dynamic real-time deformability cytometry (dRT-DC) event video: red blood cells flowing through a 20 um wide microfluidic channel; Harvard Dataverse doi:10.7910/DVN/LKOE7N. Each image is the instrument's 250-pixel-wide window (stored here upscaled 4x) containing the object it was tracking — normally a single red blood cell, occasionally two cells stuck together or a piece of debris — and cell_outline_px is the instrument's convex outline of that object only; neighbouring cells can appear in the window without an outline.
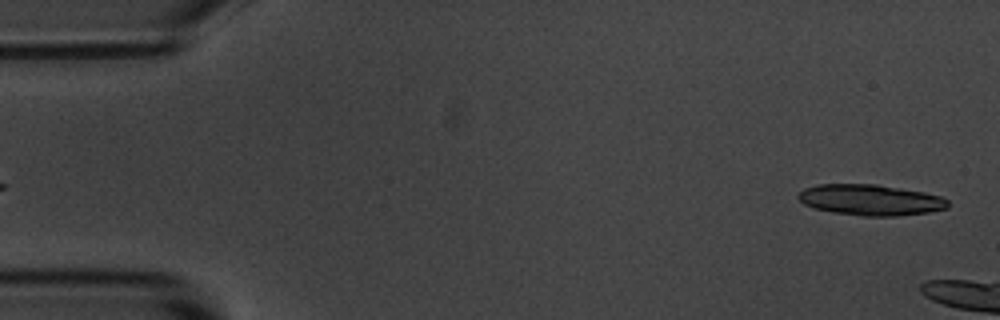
{"species": "common noctule bat (a hibernating species)", "species_latin": "Nyctalus noctula", "temperature_condition": "room temperature", "stored_images_in_passage": 4, "segment_of_instrument_passage": [2, 2], "camera_frame_rate_fps": 3000, "um_per_image_px": 0.085, "animal": {"sex": "male", "body_mass_g": 20.1, "forearm_length_mm": 53.5}, "frame": {"image": 1, "passage_image": 4, "time_ms": 4.333, "image_size_px": [1000, 320], "cell_outline_px": [[948, 208], [928, 212], [896, 216], [860, 216], [832, 212], [816, 208], [804, 204], [796, 196], [804, 188], [816, 184], [876, 184], [924, 192], [940, 196], [948, 200]], "centroid_in_image_um": [73.98, 16.99], "position_along_channel_um": 11.0, "area_um2": 26.93}}